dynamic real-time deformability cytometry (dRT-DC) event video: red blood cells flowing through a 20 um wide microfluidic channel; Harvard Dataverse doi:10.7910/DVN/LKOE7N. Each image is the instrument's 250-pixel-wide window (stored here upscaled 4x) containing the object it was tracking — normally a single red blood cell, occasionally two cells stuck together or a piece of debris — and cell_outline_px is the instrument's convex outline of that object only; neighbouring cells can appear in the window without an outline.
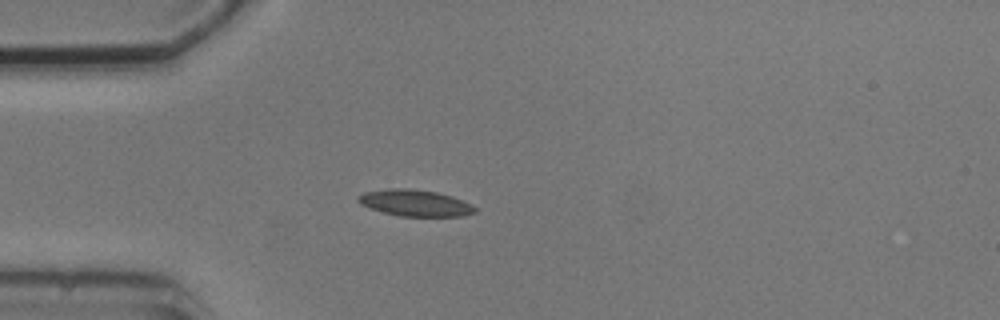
{"species": "common noctule bat (a hibernating species)", "species_latin": "Nyctalus noctula", "temperature_condition": "cold", "stored_images_in_passage": 3, "camera_frame_rate_fps": 3000, "um_per_image_px": 0.085, "animal": {"sex": "male", "body_mass_g": 20.5, "forearm_length_mm": 52.5}, "frame": {"image": 1, "passage_image": 2, "time_ms": 2.0, "image_size_px": [1000, 320], "cell_outline_px": [[476, 212], [460, 216], [400, 216], [384, 212], [360, 204], [356, 200], [356, 196], [364, 192], [388, 188], [408, 188], [436, 192], [452, 196], [472, 204], [476, 208]], "centroid_in_image_um": [35.26, 17.24], "position_along_channel_um": 49.7, "area_um2": 17.98}}